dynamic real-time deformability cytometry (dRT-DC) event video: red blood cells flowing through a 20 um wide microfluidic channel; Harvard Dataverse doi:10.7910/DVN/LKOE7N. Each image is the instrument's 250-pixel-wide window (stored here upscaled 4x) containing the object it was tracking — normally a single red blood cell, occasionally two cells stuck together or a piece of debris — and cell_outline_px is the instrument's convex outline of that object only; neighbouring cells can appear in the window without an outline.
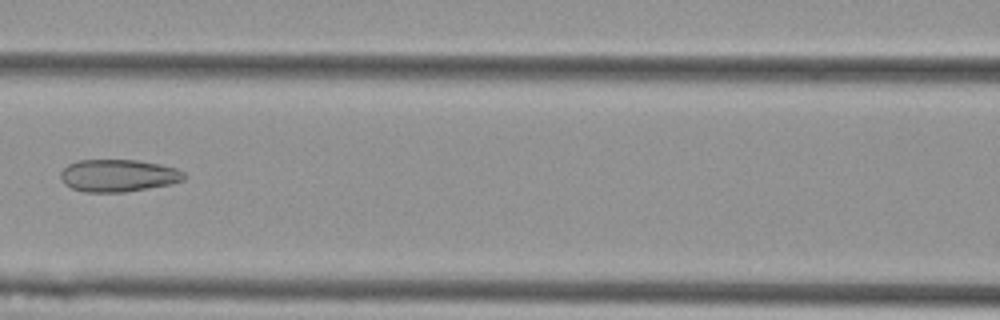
{"species": "Egyptian fruit bat (a non-hibernating species)", "species_latin": "Rousettus aegyptiacus", "temperature_condition": "cold", "stored_images_in_passage": 8, "camera_frame_rate_fps": 3000, "um_per_image_px": 0.085, "animal": {"sex": "female"}, "frame": {"image": 1, "passage_image": 6, "time_ms": 1.667, "image_size_px": [1000, 320], "cell_outline_px": [[188, 176], [184, 180], [172, 184], [124, 192], [84, 192], [72, 188], [64, 184], [60, 180], [60, 172], [68, 164], [76, 160], [136, 160], [160, 164], [176, 168], [184, 172]], "centroid_in_image_um": [10.05, 14.92], "position_along_channel_um": 156.5, "area_um2": 23.52}}
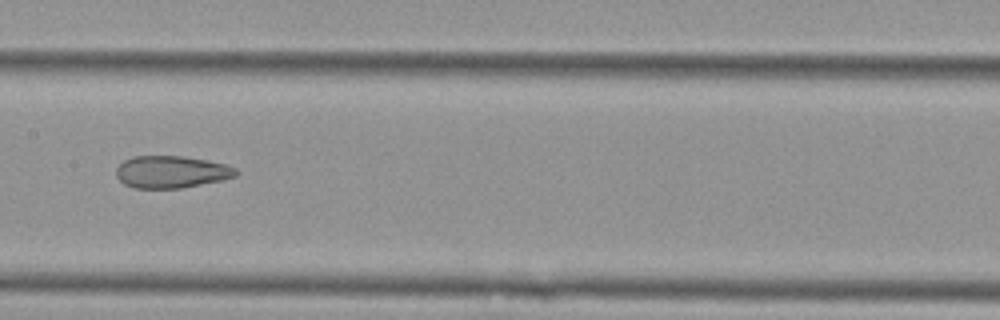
{"frame": {"image": 2, "passage_image": 7, "time_ms": 2.0, "image_size_px": [1000, 320], "cell_outline_px": [[240, 172], [236, 176], [224, 180], [180, 188], [132, 188], [124, 184], [116, 176], [116, 168], [124, 160], [132, 156], [184, 156], [208, 160], [228, 164], [236, 168]], "centroid_in_image_um": [14.6, 14.61], "position_along_channel_um": 192.8, "area_um2": 22.77}}
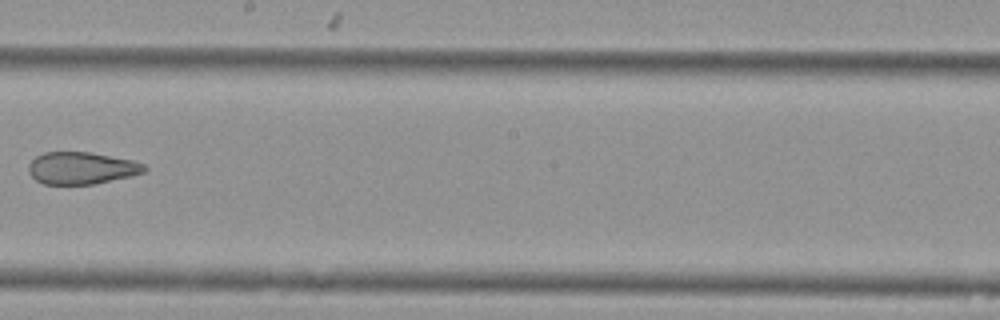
{"frame": {"image": 3, "passage_image": 8, "time_ms": 2.333, "image_size_px": [1000, 320], "cell_outline_px": [[148, 168], [144, 172], [132, 176], [96, 184], [44, 184], [36, 180], [28, 172], [28, 164], [36, 156], [44, 152], [92, 152], [132, 160], [144, 164]], "centroid_in_image_um": [6.94, 14.29], "position_along_channel_um": 241.3, "area_um2": 21.85}}